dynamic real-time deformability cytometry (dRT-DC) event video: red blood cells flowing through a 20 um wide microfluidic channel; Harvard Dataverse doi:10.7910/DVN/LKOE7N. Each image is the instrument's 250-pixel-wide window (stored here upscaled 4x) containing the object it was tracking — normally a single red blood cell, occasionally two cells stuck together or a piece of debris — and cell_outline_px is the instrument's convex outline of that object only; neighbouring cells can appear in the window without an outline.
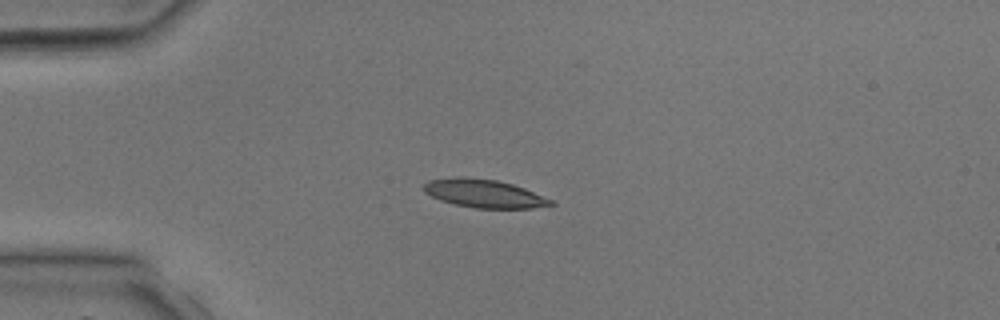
{"species": "common noctule bat (a hibernating species)", "species_latin": "Nyctalus noctula", "temperature_condition": "room temperature", "stored_images_in_passage": 2, "camera_frame_rate_fps": 3000, "um_per_image_px": 0.085, "animal": {"sex": "male", "body_mass_g": 17.9, "forearm_length_mm": 54.2}, "frame": {"image": 1, "passage_image": 2, "time_ms": 1.333, "image_size_px": [1000, 320], "cell_outline_px": [[556, 204], [532, 208], [476, 208], [456, 204], [440, 200], [424, 192], [424, 184], [428, 180], [496, 180], [512, 184], [524, 188], [552, 200]], "centroid_in_image_um": [41.23, 16.5], "position_along_channel_um": 43.8, "area_um2": 19.71}}